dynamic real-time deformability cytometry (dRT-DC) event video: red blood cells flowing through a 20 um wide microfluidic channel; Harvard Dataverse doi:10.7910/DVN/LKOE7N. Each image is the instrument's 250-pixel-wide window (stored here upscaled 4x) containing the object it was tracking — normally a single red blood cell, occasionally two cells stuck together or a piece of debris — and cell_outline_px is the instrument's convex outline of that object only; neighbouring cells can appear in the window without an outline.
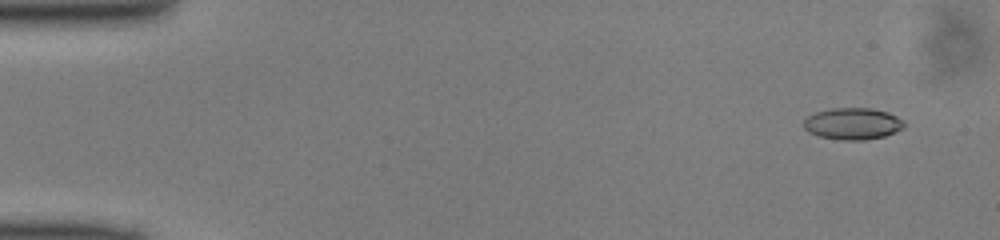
{"species": "common noctule bat (a hibernating species)", "species_latin": "Nyctalus noctula", "temperature_condition": "cold", "stored_images_in_passage": 48, "camera_frame_rate_fps": 3000, "um_per_image_px": 0.085, "animal": {"sex": "male", "body_mass_g": 13.0, "forearm_length_mm": 53.1}, "frame": {"image": 1, "passage_image": 2, "time_ms": 0.333, "image_size_px": [1000, 240], "cell_outline_px": [[904, 128], [884, 136], [864, 140], [840, 140], [820, 136], [808, 132], [804, 128], [804, 120], [808, 116], [816, 112], [832, 108], [872, 108], [888, 112], [904, 120]], "centroid_in_image_um": [72.49, 10.51], "position_along_channel_um": 12.5, "area_um2": 18.55}}
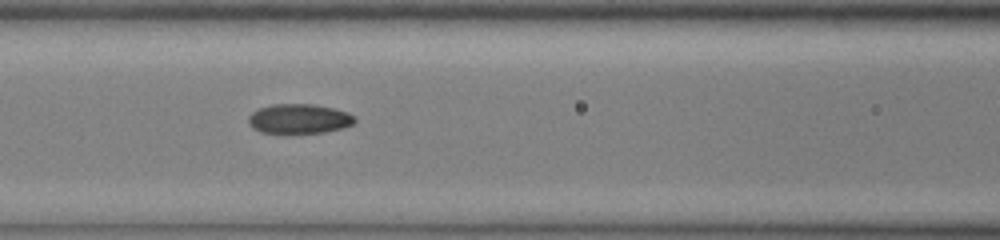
{"frame": {"image": 2, "passage_image": 20, "time_ms": 6.333, "image_size_px": [1000, 240], "cell_outline_px": [[356, 120], [352, 124], [340, 128], [324, 132], [284, 136], [280, 136], [260, 132], [252, 128], [248, 124], [248, 116], [252, 112], [260, 108], [272, 104], [312, 104], [332, 108], [348, 112], [356, 116]], "centroid_in_image_um": [25.36, 10.14], "position_along_channel_um": 141.2, "area_um2": 19.13}}
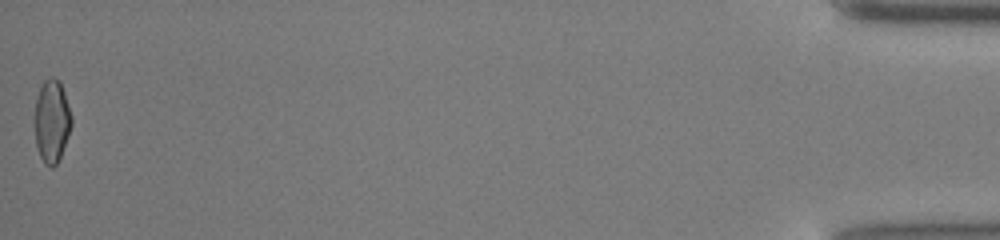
{"frame": {"image": 3, "passage_image": 48, "time_ms": 15.667, "image_size_px": [1000, 240], "cell_outline_px": [[72, 124], [68, 136], [60, 156], [56, 164], [52, 168], [44, 164], [40, 156], [36, 144], [36, 100], [40, 88], [44, 80], [52, 76], [60, 80], [72, 116]], "centroid_in_image_um": [4.42, 10.28], "position_along_channel_um": 430.8, "area_um2": 17.51}}